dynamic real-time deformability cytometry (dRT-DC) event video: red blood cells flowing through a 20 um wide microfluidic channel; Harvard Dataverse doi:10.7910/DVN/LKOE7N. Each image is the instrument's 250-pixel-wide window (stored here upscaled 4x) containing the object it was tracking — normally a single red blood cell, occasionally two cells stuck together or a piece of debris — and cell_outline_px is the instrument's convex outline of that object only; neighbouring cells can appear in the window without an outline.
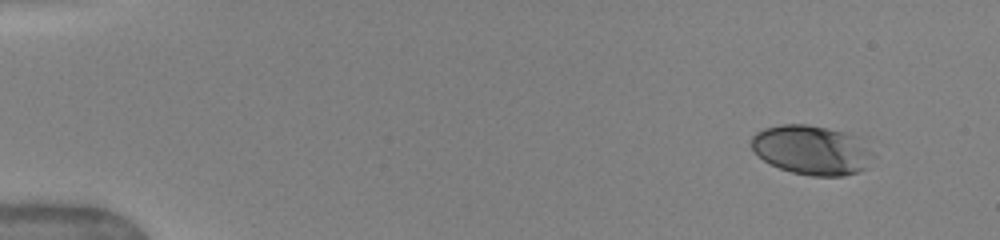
{"species": "human", "species_latin": "Homo sapiens", "temperature_condition": "warm", "stored_images_in_passage": 17, "camera_frame_rate_fps": 3000, "um_per_image_px": 0.085, "donor": {"sex": "female"}, "frame": {"image": 1, "passage_image": 1, "time_ms": 0.0, "image_size_px": [1000, 240], "cell_outline_px": [[876, 156], [864, 168], [856, 172], [844, 176], [812, 176], [792, 172], [780, 168], [764, 160], [752, 148], [752, 136], [756, 132], [764, 128], [780, 124], [808, 124], [828, 128], [844, 132], [852, 136], [872, 152]], "centroid_in_image_um": [68.97, 12.75], "position_along_channel_um": 16.0, "area_um2": 34.56}}
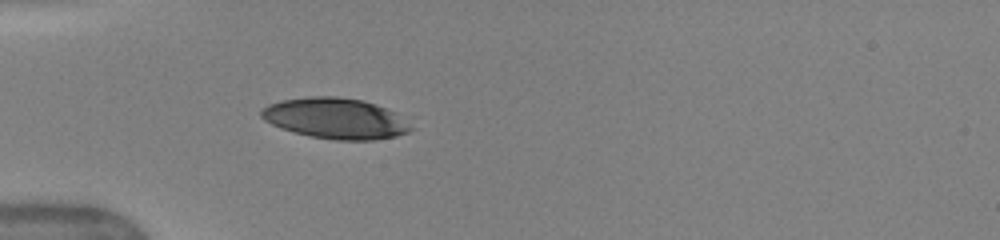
{"frame": {"image": 2, "passage_image": 9, "time_ms": 4.0, "image_size_px": [1000, 240], "cell_outline_px": [[412, 128], [408, 132], [396, 136], [372, 140], [336, 140], [312, 136], [280, 128], [264, 120], [260, 116], [260, 112], [268, 104], [280, 100], [312, 96], [336, 96], [364, 100], [376, 104], [396, 112]], "centroid_in_image_um": [28.5, 10.05], "position_along_channel_um": 56.5, "area_um2": 35.37}}